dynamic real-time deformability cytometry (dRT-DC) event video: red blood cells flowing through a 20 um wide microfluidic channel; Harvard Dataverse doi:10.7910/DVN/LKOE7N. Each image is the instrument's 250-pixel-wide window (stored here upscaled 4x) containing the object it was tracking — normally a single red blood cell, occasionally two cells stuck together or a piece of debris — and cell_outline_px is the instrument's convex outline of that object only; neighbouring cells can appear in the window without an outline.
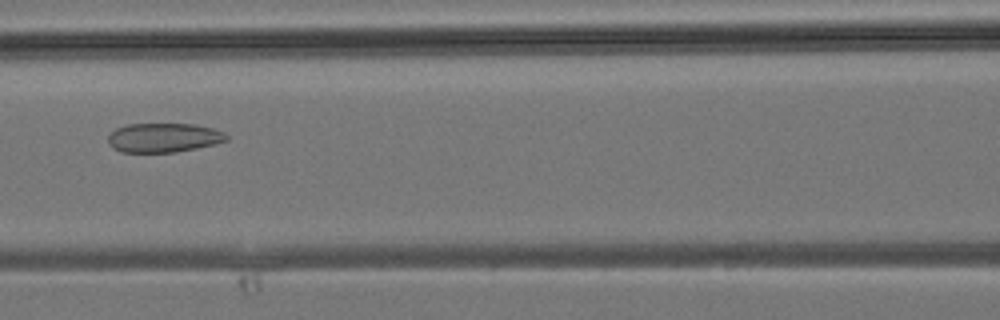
{"species": "common noctule bat (a hibernating species)", "species_latin": "Nyctalus noctula", "temperature_condition": "room temperature", "stored_images_in_passage": 36, "camera_frame_rate_fps": 3000, "um_per_image_px": 0.085, "animal": {"sex": "male", "body_mass_g": 19.2, "forearm_length_mm": 51.8}, "frame": {"image": 1, "passage_image": 16, "time_ms": 5.0, "image_size_px": [1000, 320], "cell_outline_px": [[228, 140], [196, 148], [176, 152], [120, 152], [112, 148], [108, 144], [108, 136], [116, 128], [128, 124], [196, 124], [212, 128], [224, 132], [228, 136]], "centroid_in_image_um": [13.88, 11.7], "position_along_channel_um": 152.7, "area_um2": 20.17}}
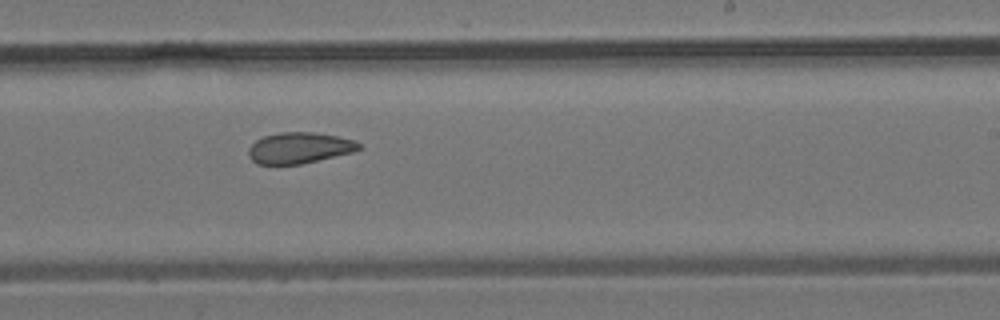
{"frame": {"image": 2, "passage_image": 22, "time_ms": 7.0, "image_size_px": [1000, 320], "cell_outline_px": [[364, 148], [352, 152], [300, 164], [256, 164], [248, 156], [248, 148], [256, 140], [264, 136], [280, 132], [312, 132], [336, 136], [352, 140], [360, 144]], "centroid_in_image_um": [25.41, 12.57], "position_along_channel_um": 263.6, "area_um2": 19.83}}
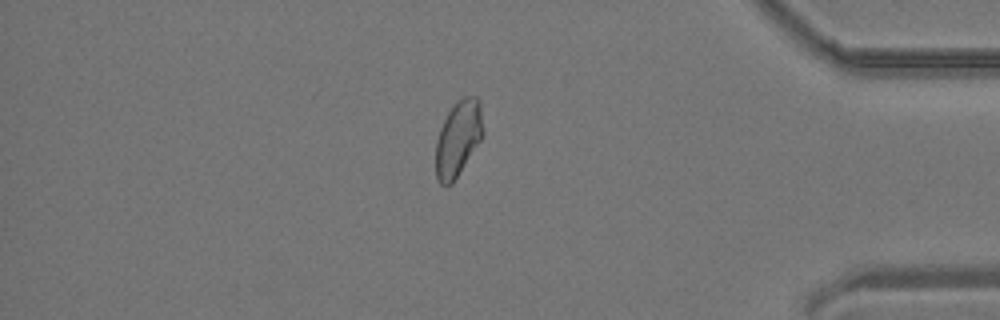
{"frame": {"image": 3, "passage_image": 31, "time_ms": 10.0, "image_size_px": [1000, 320], "cell_outline_px": [[484, 136], [452, 184], [440, 184], [436, 180], [436, 140], [440, 128], [448, 112], [456, 100], [464, 96], [476, 96], [480, 100], [484, 132]], "centroid_in_image_um": [38.96, 11.74], "position_along_channel_um": 396.2, "area_um2": 21.1}}